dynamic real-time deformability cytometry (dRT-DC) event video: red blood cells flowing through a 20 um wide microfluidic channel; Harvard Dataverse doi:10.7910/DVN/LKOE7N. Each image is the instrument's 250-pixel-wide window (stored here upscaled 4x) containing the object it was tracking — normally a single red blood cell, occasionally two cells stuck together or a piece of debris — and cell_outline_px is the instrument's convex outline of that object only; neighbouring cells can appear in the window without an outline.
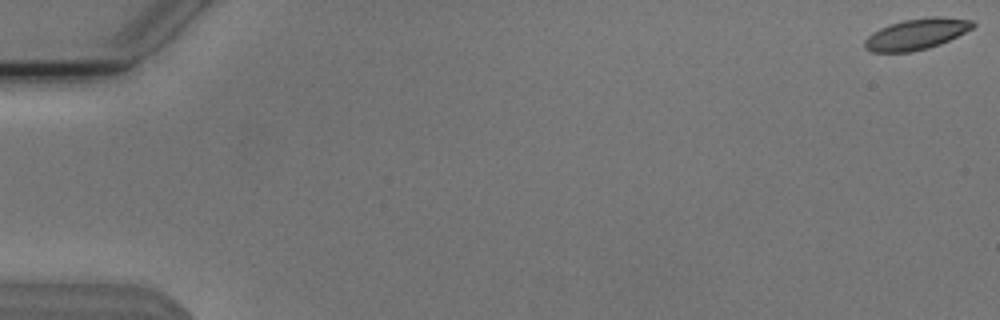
{"species": "Egyptian fruit bat (a non-hibernating species)", "species_latin": "Rousettus aegyptiacus", "temperature_condition": "cold", "stored_images_in_passage": 55, "camera_frame_rate_fps": 3000, "um_per_image_px": 0.085, "animal": {"sex": "male"}, "frame": {"image": 1, "passage_image": 1, "time_ms": 0.0, "image_size_px": [1000, 320], "cell_outline_px": [[976, 24], [972, 28], [940, 44], [928, 48], [912, 52], [872, 52], [864, 48], [864, 40], [872, 32], [880, 28], [904, 20], [928, 16], [944, 16], [972, 20]], "centroid_in_image_um": [77.89, 2.89], "position_along_channel_um": 7.1, "area_um2": 19.54}}
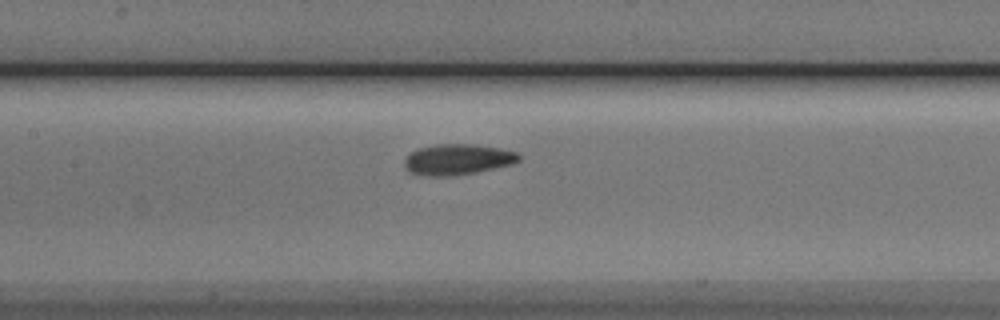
{"frame": {"image": 2, "passage_image": 27, "time_ms": 8.667, "image_size_px": [1000, 320], "cell_outline_px": [[520, 160], [512, 164], [476, 172], [448, 176], [428, 176], [408, 172], [404, 164], [404, 160], [416, 148], [436, 144], [476, 144], [500, 148], [520, 152]], "centroid_in_image_um": [38.91, 13.54], "position_along_channel_um": 168.5, "area_um2": 20.63}}
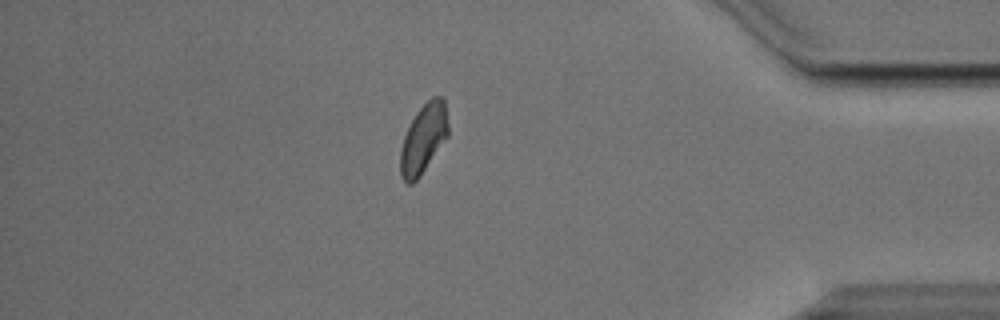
{"frame": {"image": 3, "passage_image": 48, "time_ms": 15.667, "image_size_px": [1000, 320], "cell_outline_px": [[448, 136], [420, 176], [412, 184], [408, 184], [400, 176], [400, 148], [404, 136], [416, 112], [432, 96], [444, 96], [448, 124]], "centroid_in_image_um": [35.99, 11.78], "position_along_channel_um": 399.2, "area_um2": 19.31}, "authors_computed_cell_mechanics": {"area_um2": 19.7676, "velocity_mm_per_s": 3.7735, "shape_relaxation_time_tau1_ms": 3.5368, "shape_relaxation_time_tau2_ms": 1.2601, "deformation_change_tau1": 0.1363, "deformation_change_tau2": 0.0581}}